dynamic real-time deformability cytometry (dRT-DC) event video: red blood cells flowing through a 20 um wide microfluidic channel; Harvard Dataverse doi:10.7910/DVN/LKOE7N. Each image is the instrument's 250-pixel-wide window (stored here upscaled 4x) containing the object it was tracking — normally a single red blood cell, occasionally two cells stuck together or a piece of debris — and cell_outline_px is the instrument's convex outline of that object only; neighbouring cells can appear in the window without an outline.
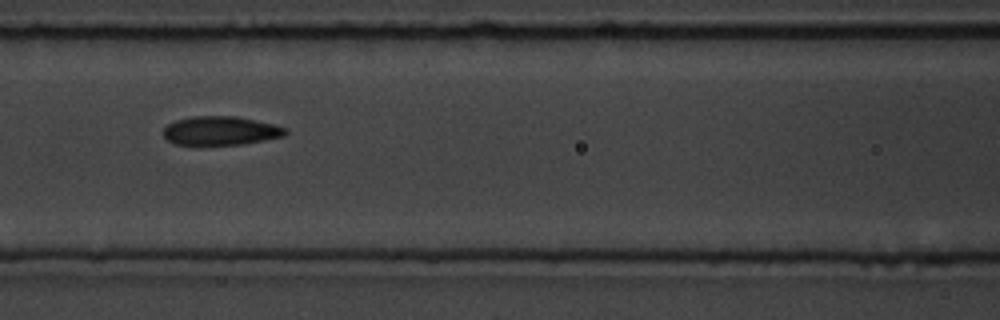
{"species": "common noctule bat (a hibernating species)", "species_latin": "Nyctalus noctula", "temperature_condition": "room temperature", "stored_images_in_passage": 8, "camera_frame_rate_fps": 3000, "um_per_image_px": 0.085, "animal": {"sex": "male", "body_mass_g": 19.5, "forearm_length_mm": 54.6}, "frame": {"image": 1, "passage_image": 8, "time_ms": 8.0, "image_size_px": [1000, 320], "cell_outline_px": [[288, 132], [284, 136], [264, 140], [240, 144], [176, 144], [168, 140], [164, 136], [164, 128], [168, 124], [176, 120], [192, 116], [236, 116], [276, 124], [288, 128]], "centroid_in_image_um": [18.8, 11.09], "position_along_channel_um": 147.8, "area_um2": 20.4}}